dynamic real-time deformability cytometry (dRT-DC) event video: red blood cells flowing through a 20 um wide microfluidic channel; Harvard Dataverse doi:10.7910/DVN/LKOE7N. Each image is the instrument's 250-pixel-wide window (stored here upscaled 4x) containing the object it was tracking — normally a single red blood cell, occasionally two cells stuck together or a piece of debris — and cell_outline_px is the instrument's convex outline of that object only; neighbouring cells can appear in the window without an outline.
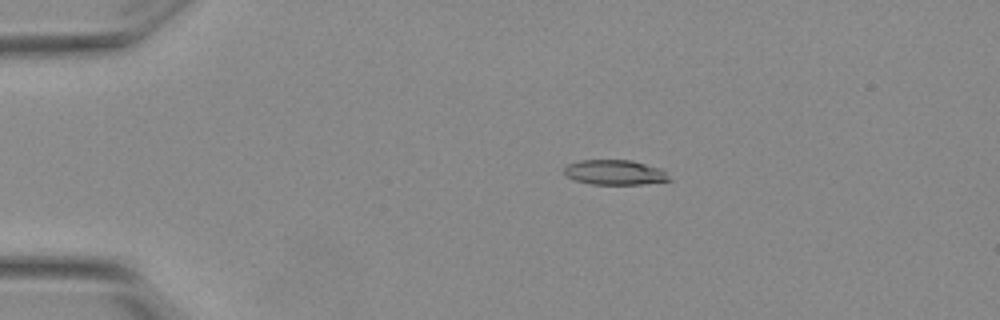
{"species": "Egyptian fruit bat (a non-hibernating species)", "species_latin": "Rousettus aegyptiacus", "temperature_condition": "warm", "stored_images_in_passage": 8, "camera_frame_rate_fps": 3000, "um_per_image_px": 0.085, "animal": {"sex": "female"}, "frame": {"image": 1, "passage_image": 4, "time_ms": 1.0, "image_size_px": [1000, 320], "cell_outline_px": [[672, 180], [640, 184], [592, 184], [576, 180], [568, 176], [564, 172], [564, 168], [568, 164], [580, 160], [632, 160], [664, 168]], "centroid_in_image_um": [52.32, 14.64], "position_along_channel_um": 32.7, "area_um2": 15.32}}
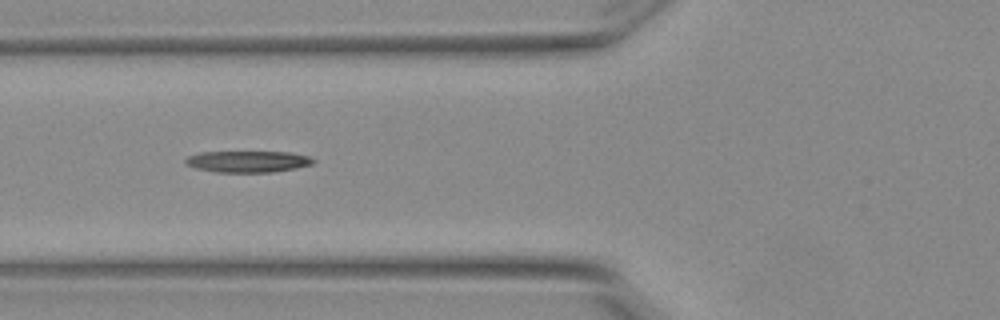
{"frame": {"image": 2, "passage_image": 7, "time_ms": 2.0, "image_size_px": [1000, 320], "cell_outline_px": [[316, 160], [312, 164], [296, 168], [272, 172], [216, 172], [196, 168], [184, 164], [184, 160], [188, 156], [200, 152], [288, 152], [308, 156]], "centroid_in_image_um": [21.04, 13.73], "position_along_channel_um": 104.8, "area_um2": 15.95}}
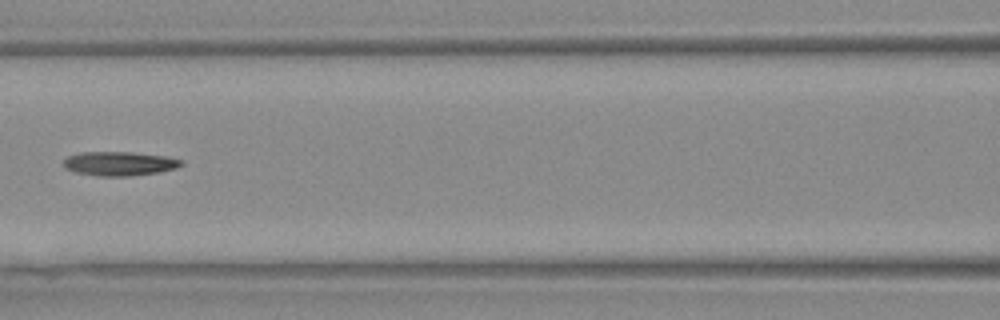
{"frame": {"image": 3, "passage_image": 8, "time_ms": 2.333, "image_size_px": [1000, 320], "cell_outline_px": [[184, 164], [176, 168], [156, 172], [128, 176], [100, 176], [76, 172], [64, 168], [64, 160], [68, 156], [80, 152], [132, 152], [164, 156], [184, 160]], "centroid_in_image_um": [10.15, 13.9], "position_along_channel_um": 156.5, "area_um2": 16.42}}